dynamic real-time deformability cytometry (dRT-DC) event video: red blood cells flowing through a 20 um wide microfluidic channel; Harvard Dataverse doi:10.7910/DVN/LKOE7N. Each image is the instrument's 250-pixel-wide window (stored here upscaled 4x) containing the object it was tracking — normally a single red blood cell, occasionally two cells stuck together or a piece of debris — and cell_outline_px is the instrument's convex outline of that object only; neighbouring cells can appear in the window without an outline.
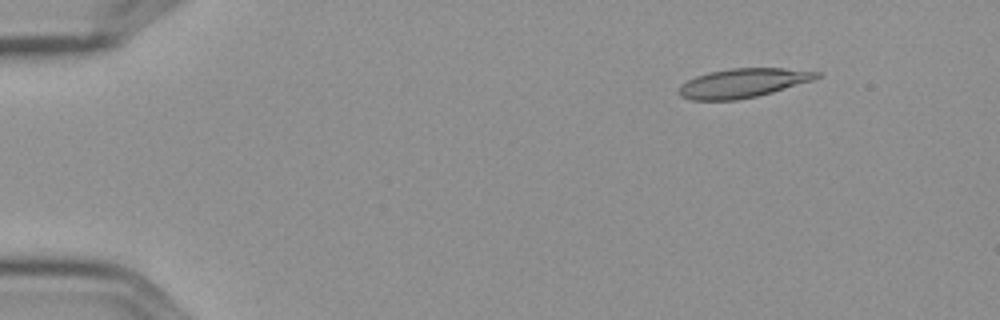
{"species": "Egyptian fruit bat (a non-hibernating species)", "species_latin": "Rousettus aegyptiacus", "temperature_condition": "cold", "stored_images_in_passage": 4, "camera_frame_rate_fps": 3000, "um_per_image_px": 0.085, "frame": {"image": 1, "passage_image": 1, "time_ms": 0.0, "image_size_px": [1000, 320], "cell_outline_px": [[824, 72], [820, 76], [812, 80], [772, 92], [756, 96], [736, 100], [692, 100], [680, 96], [676, 92], [680, 84], [696, 76], [708, 72], [732, 68], [784, 68]], "centroid_in_image_um": [63.11, 7.05], "position_along_channel_um": 21.9, "area_um2": 23.41}}